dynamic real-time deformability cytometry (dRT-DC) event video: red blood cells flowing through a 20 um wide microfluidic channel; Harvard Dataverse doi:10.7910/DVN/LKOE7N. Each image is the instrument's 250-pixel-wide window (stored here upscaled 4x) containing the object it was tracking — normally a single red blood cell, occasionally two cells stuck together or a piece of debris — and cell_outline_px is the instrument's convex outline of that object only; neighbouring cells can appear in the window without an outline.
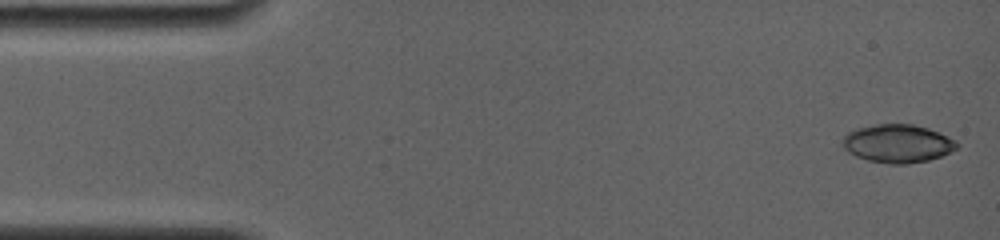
{"species": "common noctule bat (a hibernating species)", "species_latin": "Nyctalus noctula", "temperature_condition": "room temperature", "stored_images_in_passage": 12, "camera_frame_rate_fps": 4000, "um_per_image_px": 0.085, "animal": {"sex": "female", "body_mass_g": 19.0, "forearm_length_mm": 56.7}, "frame": {"image": 1, "passage_image": 1, "time_ms": 0.0, "image_size_px": [1000, 240], "cell_outline_px": [[960, 144], [956, 148], [940, 156], [928, 160], [908, 164], [892, 164], [868, 160], [856, 156], [848, 152], [844, 148], [844, 136], [848, 132], [856, 128], [876, 124], [912, 124], [928, 128], [948, 136], [956, 140]], "centroid_in_image_um": [76.31, 12.19], "position_along_channel_um": 8.7, "area_um2": 25.32}}
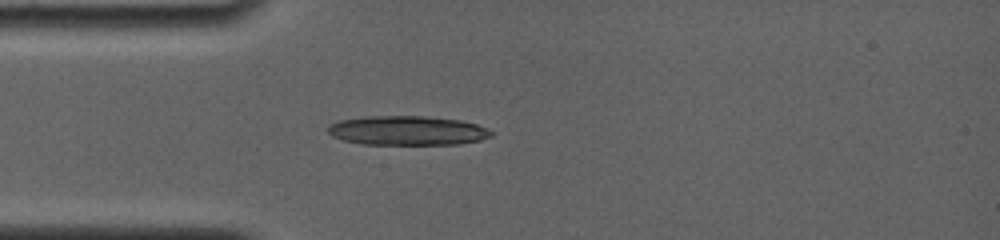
{"frame": {"image": 2, "passage_image": 12, "time_ms": 4.0, "image_size_px": [1000, 240], "cell_outline_px": [[492, 136], [480, 140], [460, 144], [360, 144], [344, 140], [332, 136], [328, 132], [328, 128], [332, 124], [340, 120], [368, 116], [424, 116], [460, 120], [476, 124], [488, 128], [492, 132]], "centroid_in_image_um": [34.65, 11.1], "position_along_channel_um": 50.4, "area_um2": 27.8}}